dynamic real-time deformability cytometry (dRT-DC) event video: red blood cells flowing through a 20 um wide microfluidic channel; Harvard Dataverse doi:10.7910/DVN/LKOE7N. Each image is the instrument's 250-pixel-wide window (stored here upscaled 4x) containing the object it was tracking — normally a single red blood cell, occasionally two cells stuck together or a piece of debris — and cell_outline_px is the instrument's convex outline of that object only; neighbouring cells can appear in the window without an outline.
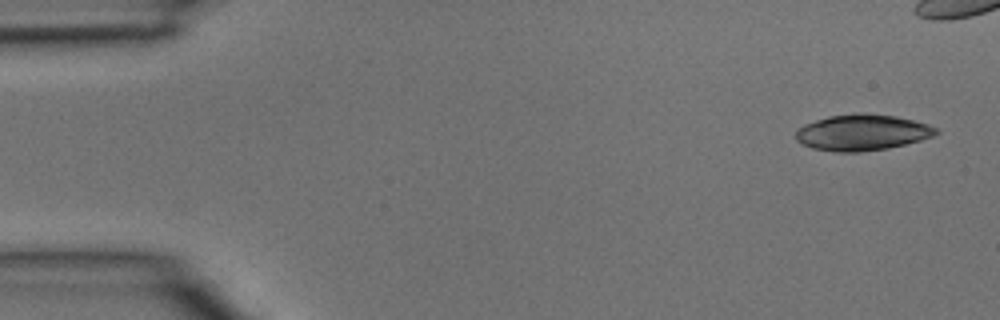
{"species": "common noctule bat (a hibernating species)", "species_latin": "Nyctalus noctula", "temperature_condition": "room temperature", "stored_images_in_passage": 3, "camera_frame_rate_fps": 3000, "um_per_image_px": 0.085, "animal": {"sex": "male", "body_mass_g": 15.6}, "frame": {"image": 1, "passage_image": 1, "time_ms": 0.0, "image_size_px": [1000, 320], "cell_outline_px": [[940, 132], [932, 136], [920, 140], [888, 148], [860, 152], [836, 152], [812, 148], [796, 140], [796, 128], [804, 124], [828, 116], [856, 112], [864, 112], [896, 116], [928, 124], [936, 128]], "centroid_in_image_um": [73.26, 11.25], "position_along_channel_um": 11.7, "area_um2": 29.59}}